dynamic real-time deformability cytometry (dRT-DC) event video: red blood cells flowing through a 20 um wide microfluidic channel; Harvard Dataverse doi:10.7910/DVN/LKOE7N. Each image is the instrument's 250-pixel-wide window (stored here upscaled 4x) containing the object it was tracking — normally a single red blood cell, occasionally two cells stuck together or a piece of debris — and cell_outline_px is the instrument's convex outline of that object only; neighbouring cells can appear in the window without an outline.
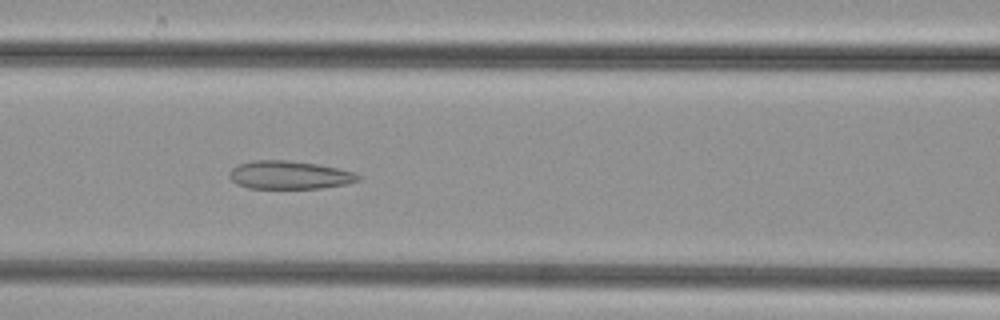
{"species": "common noctule bat (a hibernating species)", "species_latin": "Nyctalus noctula", "temperature_condition": "cold", "stored_images_in_passage": 51, "camera_frame_rate_fps": 3000, "um_per_image_px": 0.085, "animal": {"sex": "female", "body_mass_g": 29.2, "forearm_length_mm": 56.3}, "frame": {"image": 1, "passage_image": 22, "time_ms": 7.0, "image_size_px": [1000, 320], "cell_outline_px": [[360, 180], [344, 184], [320, 188], [248, 188], [236, 184], [228, 176], [228, 172], [232, 168], [240, 164], [256, 160], [284, 160], [316, 164], [356, 172], [360, 176]], "centroid_in_image_um": [24.57, 14.88], "position_along_channel_um": 142.0, "area_um2": 20.98}}
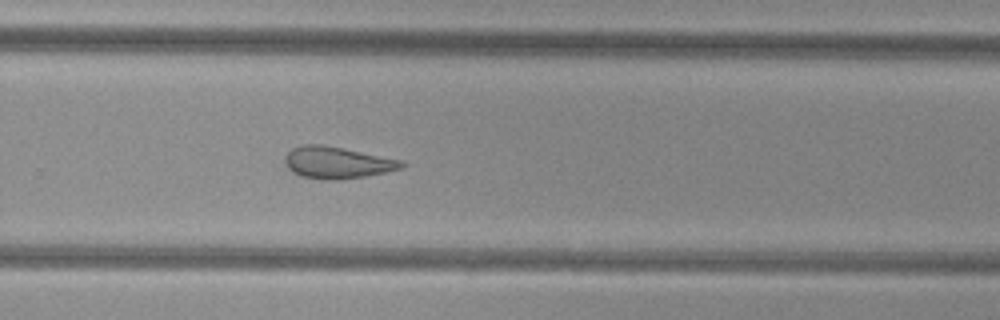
{"frame": {"image": 2, "passage_image": 34, "time_ms": 11.0, "image_size_px": [1000, 320], "cell_outline_px": [[408, 164], [404, 168], [364, 176], [340, 180], [324, 180], [300, 176], [292, 172], [288, 168], [284, 160], [284, 156], [292, 148], [304, 144], [320, 144], [344, 148], [400, 160]], "centroid_in_image_um": [28.63, 13.82], "position_along_channel_um": 301.2, "area_um2": 21.68}}
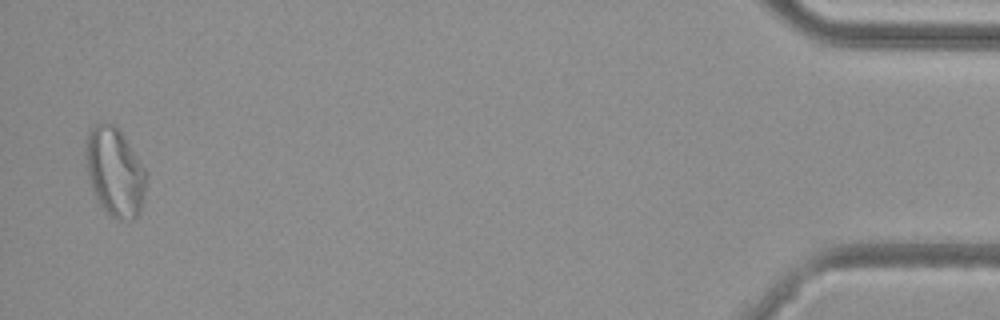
{"frame": {"image": 3, "passage_image": 50, "time_ms": 16.333, "image_size_px": [1000, 320], "cell_outline_px": [[148, 176], [140, 212], [136, 216], [120, 220], [112, 216], [96, 200], [88, 176], [84, 152], [84, 148], [88, 128], [104, 120], [112, 124], [120, 132], [144, 168]], "centroid_in_image_um": [9.72, 14.57], "position_along_channel_um": 425.5, "area_um2": 31.1}}